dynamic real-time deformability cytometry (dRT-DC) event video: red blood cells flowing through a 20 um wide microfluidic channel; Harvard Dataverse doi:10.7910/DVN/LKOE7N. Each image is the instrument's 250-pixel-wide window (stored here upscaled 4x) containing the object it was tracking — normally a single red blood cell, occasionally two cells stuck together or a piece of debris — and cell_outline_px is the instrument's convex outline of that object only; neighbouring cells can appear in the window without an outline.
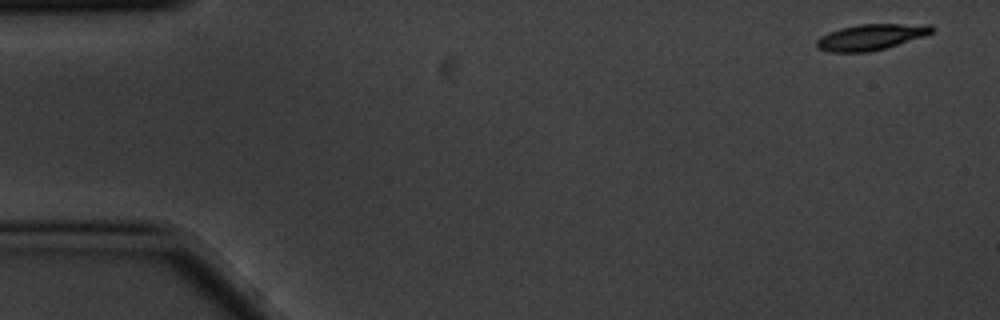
{"species": "common noctule bat (a hibernating species)", "species_latin": "Nyctalus noctula", "temperature_condition": "cold", "stored_images_in_passage": 5, "camera_frame_rate_fps": 3000, "um_per_image_px": 0.085, "animal": {"sex": "male", "body_mass_g": 20.1, "forearm_length_mm": 53.5}, "frame": {"image": 1, "passage_image": 1, "time_ms": 0.0, "image_size_px": [1000, 320], "cell_outline_px": [[936, 28], [932, 32], [924, 36], [884, 48], [868, 52], [832, 52], [816, 48], [816, 40], [820, 36], [828, 32], [840, 28], [860, 24], [932, 24]], "centroid_in_image_um": [74.02, 3.14], "position_along_channel_um": 11.0, "area_um2": 17.4}}